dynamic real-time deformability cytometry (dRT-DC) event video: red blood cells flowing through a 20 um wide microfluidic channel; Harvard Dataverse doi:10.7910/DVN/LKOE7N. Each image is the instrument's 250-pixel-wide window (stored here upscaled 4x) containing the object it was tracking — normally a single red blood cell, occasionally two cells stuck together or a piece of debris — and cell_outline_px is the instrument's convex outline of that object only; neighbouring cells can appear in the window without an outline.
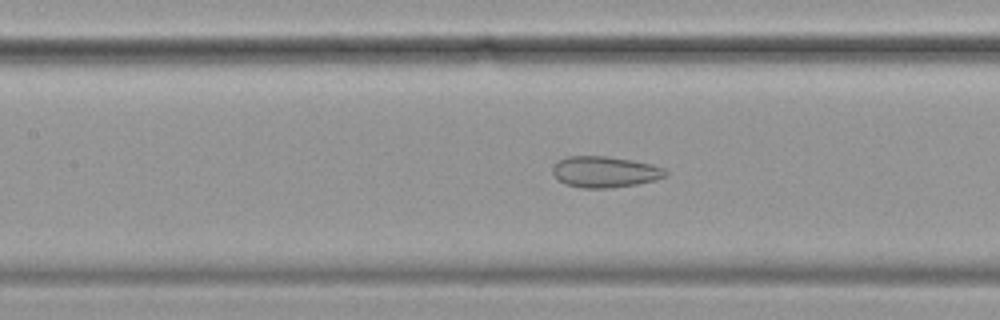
{"species": "common noctule bat (a hibernating species)", "species_latin": "Nyctalus noctula", "temperature_condition": "cold", "stored_images_in_passage": 52, "segment_of_instrument_passage": [1, 2], "camera_frame_rate_fps": 3000, "um_per_image_px": 0.085, "animal": {"sex": "female", "body_mass_g": 19.9}, "frame": {"image": 1, "passage_image": 25, "time_ms": 8.0, "image_size_px": [1000, 320], "cell_outline_px": [[668, 176], [656, 180], [636, 184], [612, 188], [584, 188], [564, 184], [552, 172], [552, 164], [568, 156], [608, 156], [632, 160], [652, 164], [664, 168], [668, 172]], "centroid_in_image_um": [51.44, 14.61], "position_along_channel_um": 156.0, "area_um2": 20.63}}
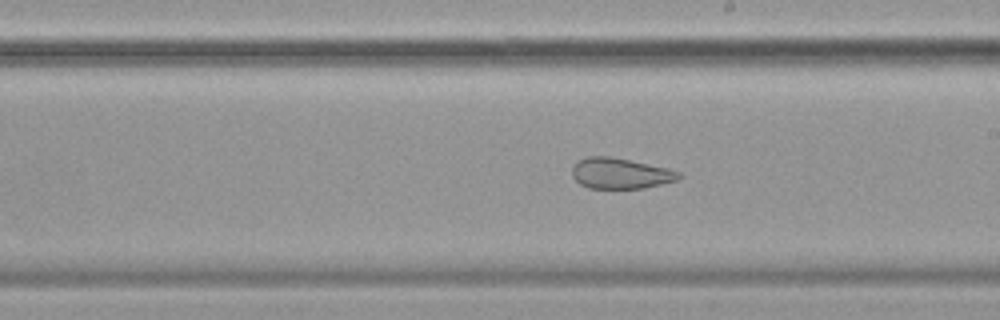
{"frame": {"image": 2, "passage_image": 32, "time_ms": 10.333, "image_size_px": [1000, 320], "cell_outline_px": [[684, 176], [676, 180], [644, 188], [588, 188], [580, 184], [572, 176], [572, 168], [580, 160], [588, 156], [612, 156], [668, 168], [680, 172]], "centroid_in_image_um": [52.75, 14.73], "position_along_channel_um": 236.3, "area_um2": 19.07}}
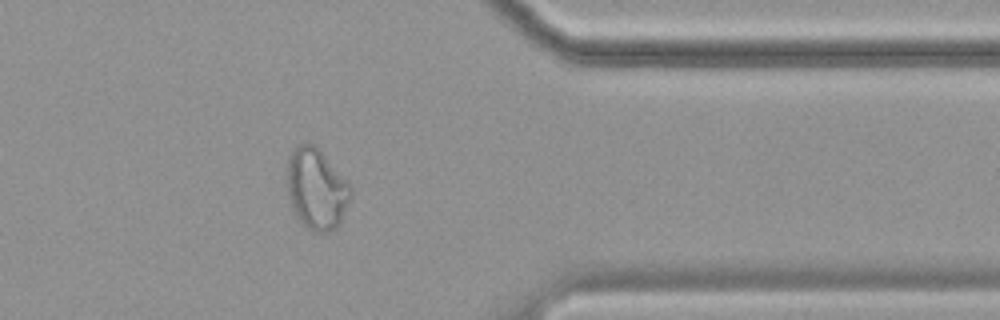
{"frame": {"image": 3, "passage_image": 46, "time_ms": 15.0, "image_size_px": [1000, 320], "cell_outline_px": [[352, 192], [348, 204], [336, 228], [328, 232], [312, 232], [296, 216], [292, 208], [288, 196], [288, 160], [292, 152], [300, 144], [308, 140], [352, 184]], "centroid_in_image_um": [26.92, 16.07], "position_along_channel_um": 384.5, "area_um2": 29.65}}